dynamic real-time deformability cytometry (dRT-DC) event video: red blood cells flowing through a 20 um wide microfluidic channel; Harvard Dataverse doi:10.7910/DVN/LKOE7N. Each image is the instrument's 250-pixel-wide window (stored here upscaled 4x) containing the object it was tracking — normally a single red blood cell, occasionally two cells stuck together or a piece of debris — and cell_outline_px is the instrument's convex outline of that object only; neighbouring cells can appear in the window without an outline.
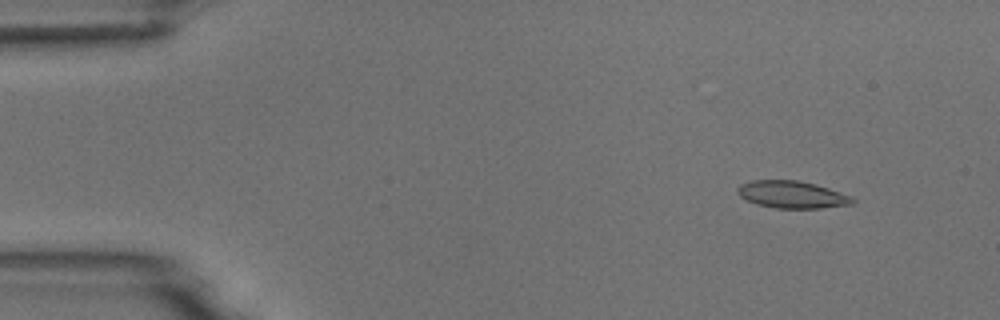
{"species": "common noctule bat (a hibernating species)", "species_latin": "Nyctalus noctula", "temperature_condition": "room temperature", "stored_images_in_passage": 3, "camera_frame_rate_fps": 3000, "um_per_image_px": 0.085, "animal": {"sex": "male", "body_mass_g": 18.8}, "frame": {"image": 1, "passage_image": 1, "time_ms": 0.0, "image_size_px": [1000, 320], "cell_outline_px": [[856, 200], [852, 204], [820, 208], [776, 208], [756, 204], [740, 196], [736, 192], [736, 188], [740, 184], [752, 180], [796, 180], [816, 184], [852, 196]], "centroid_in_image_um": [67.31, 16.53], "position_along_channel_um": 17.7, "area_um2": 18.26}}
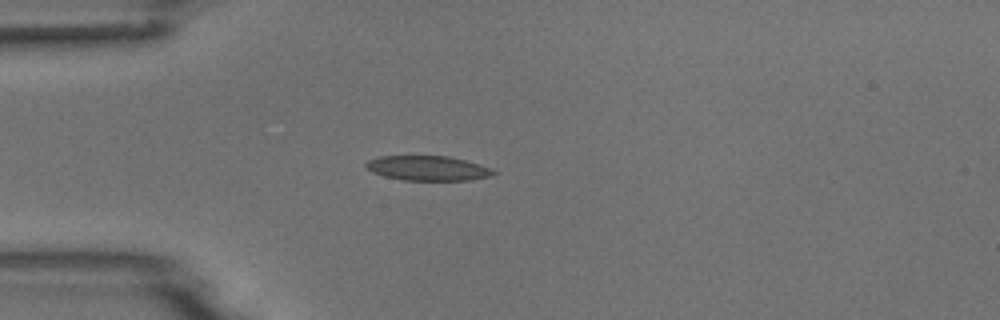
{"frame": {"image": 2, "passage_image": 3, "time_ms": 3.0, "image_size_px": [1000, 320], "cell_outline_px": [[496, 172], [488, 176], [472, 180], [404, 180], [384, 176], [372, 172], [364, 164], [368, 160], [380, 156], [448, 156], [480, 164]], "centroid_in_image_um": [36.32, 14.29], "position_along_channel_um": 48.7, "area_um2": 18.15}}